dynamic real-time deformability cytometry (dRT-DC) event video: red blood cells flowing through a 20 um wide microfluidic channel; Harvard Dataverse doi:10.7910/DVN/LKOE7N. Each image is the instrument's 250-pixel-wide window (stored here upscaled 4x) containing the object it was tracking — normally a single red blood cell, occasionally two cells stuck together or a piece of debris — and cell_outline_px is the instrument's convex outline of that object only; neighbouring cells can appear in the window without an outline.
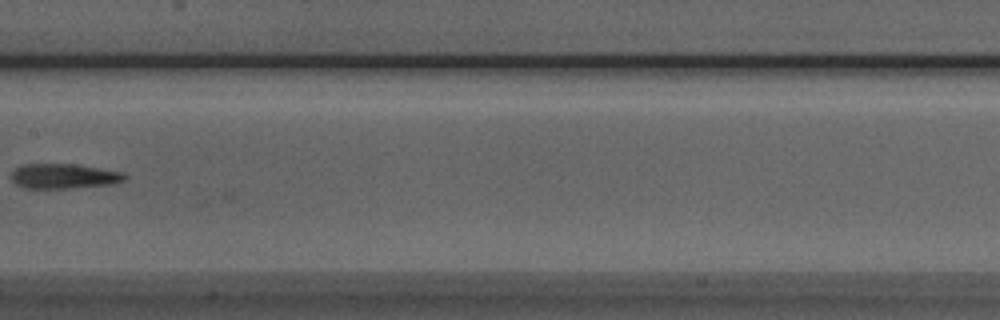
{"species": "Egyptian fruit bat (a non-hibernating species)", "species_latin": "Rousettus aegyptiacus", "temperature_condition": "room temperature", "stored_images_in_passage": 24, "camera_frame_rate_fps": 3000, "um_per_image_px": 0.085, "animal": {"sex": "male"}, "frame": {"image": 1, "passage_image": 23, "time_ms": 7.333, "image_size_px": [1000, 320], "cell_outline_px": [[128, 176], [124, 180], [112, 184], [64, 188], [24, 188], [16, 184], [12, 180], [12, 172], [20, 164], [72, 164], [124, 172]], "centroid_in_image_um": [5.42, 14.97], "position_along_channel_um": 202.0, "area_um2": 16.3}}